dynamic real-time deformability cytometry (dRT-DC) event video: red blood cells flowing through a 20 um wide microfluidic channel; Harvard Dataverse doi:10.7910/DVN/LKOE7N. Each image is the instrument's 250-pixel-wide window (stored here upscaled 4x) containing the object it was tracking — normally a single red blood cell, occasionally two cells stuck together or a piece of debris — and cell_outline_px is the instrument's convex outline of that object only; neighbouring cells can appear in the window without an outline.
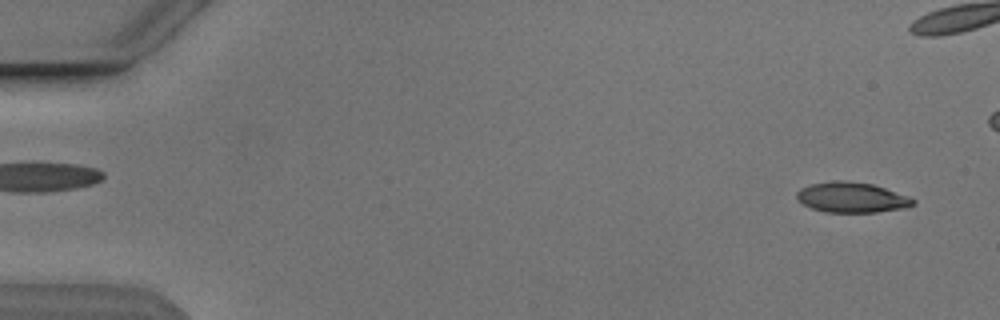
{"species": "Egyptian fruit bat (a non-hibernating species)", "species_latin": "Rousettus aegyptiacus", "temperature_condition": "cold", "stored_images_in_passage": 46, "camera_frame_rate_fps": 3000, "um_per_image_px": 0.085, "animal": {"sex": "male"}, "frame": {"image": 1, "passage_image": 2, "time_ms": 0.333, "image_size_px": [1000, 320], "cell_outline_px": [[916, 204], [904, 208], [876, 212], [824, 212], [812, 208], [804, 204], [796, 196], [796, 192], [800, 188], [812, 184], [836, 180], [844, 180], [872, 184], [908, 196], [916, 200]], "centroid_in_image_um": [72.41, 16.78], "position_along_channel_um": 12.6, "area_um2": 20.4}}
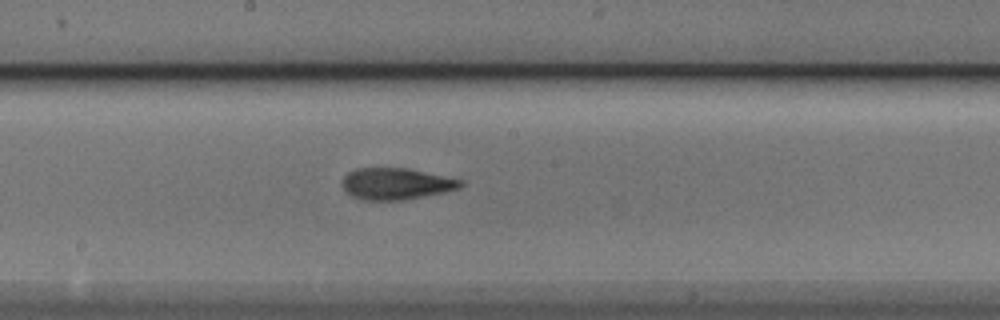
{"frame": {"image": 2, "passage_image": 28, "time_ms": 9.0, "image_size_px": [1000, 320], "cell_outline_px": [[464, 184], [460, 188], [444, 192], [400, 200], [364, 200], [352, 196], [344, 188], [344, 176], [348, 172], [356, 168], [408, 168], [464, 180]], "centroid_in_image_um": [33.7, 15.61], "position_along_channel_um": 214.5, "area_um2": 21.56}}
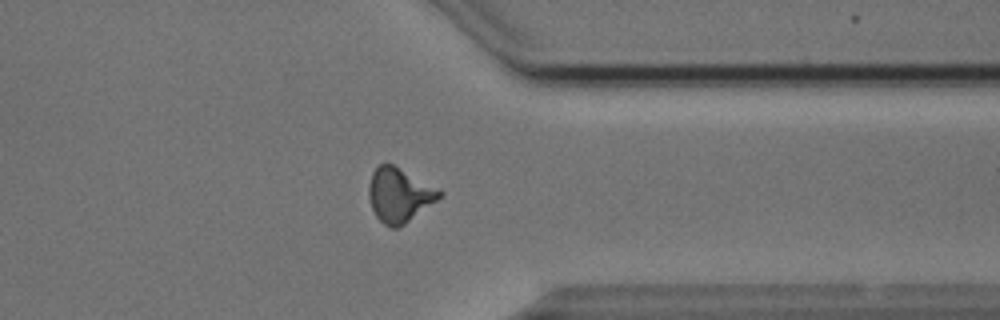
{"frame": {"image": 3, "passage_image": 41, "time_ms": 13.333, "image_size_px": [1000, 320], "cell_outline_px": [[444, 192], [436, 200], [400, 228], [392, 228], [384, 224], [376, 216], [372, 208], [368, 196], [368, 188], [372, 172], [384, 160], [440, 188]], "centroid_in_image_um": [33.93, 16.56], "position_along_channel_um": 377.5, "area_um2": 22.43}, "authors_computed_cell_mechanics": {"area_um2": 21.5305, "velocity_mm_per_s": 3.8617, "shape_relaxation_time_tau1_ms": 4.1641, "shape_relaxation_time_tau2_ms": 2.1882, "deformation_change_tau1": 0.1544, "deformation_change_tau2": 0.1041}}